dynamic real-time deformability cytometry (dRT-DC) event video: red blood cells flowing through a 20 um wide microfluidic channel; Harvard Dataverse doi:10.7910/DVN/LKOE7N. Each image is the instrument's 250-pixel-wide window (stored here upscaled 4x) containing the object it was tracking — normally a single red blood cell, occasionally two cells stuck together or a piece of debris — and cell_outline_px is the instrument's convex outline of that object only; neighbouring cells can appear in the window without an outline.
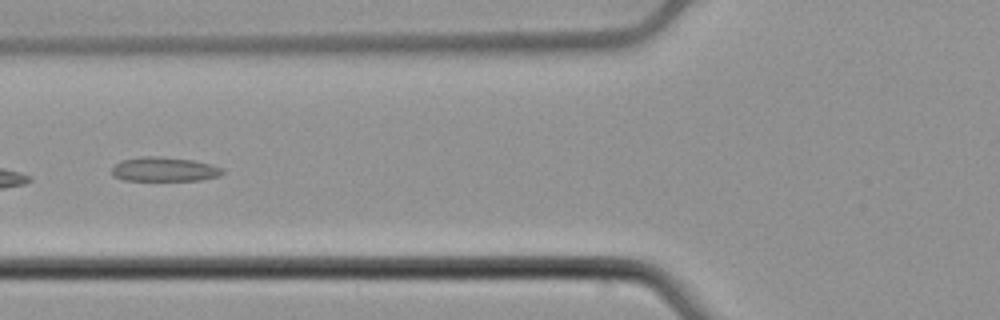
{"species": "common noctule bat (a hibernating species)", "species_latin": "Nyctalus noctula", "temperature_condition": "cold", "stored_images_in_passage": 6, "camera_frame_rate_fps": 3000, "um_per_image_px": 0.085, "animal": {"sex": "male", "body_mass_g": 21.5, "forearm_length_mm": 52.0}, "frame": {"image": 1, "passage_image": 6, "time_ms": 1.667, "image_size_px": [1000, 320], "cell_outline_px": [[224, 172], [220, 176], [200, 180], [124, 180], [112, 176], [112, 168], [120, 160], [140, 156], [160, 156], [192, 160], [224, 168]], "centroid_in_image_um": [13.94, 14.38], "position_along_channel_um": 111.9, "area_um2": 15.72}}